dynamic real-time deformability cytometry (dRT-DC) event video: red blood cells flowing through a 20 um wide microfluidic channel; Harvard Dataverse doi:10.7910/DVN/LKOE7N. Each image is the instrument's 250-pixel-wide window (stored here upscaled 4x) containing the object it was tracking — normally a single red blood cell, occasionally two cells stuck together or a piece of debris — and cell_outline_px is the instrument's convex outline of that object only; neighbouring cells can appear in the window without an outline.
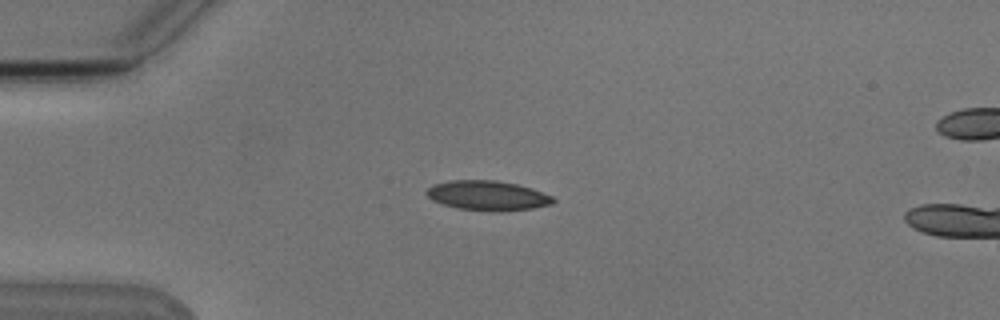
{"species": "Egyptian fruit bat (a non-hibernating species)", "species_latin": "Rousettus aegyptiacus", "temperature_condition": "cold", "stored_images_in_passage": 9, "camera_frame_rate_fps": 3000, "um_per_image_px": 0.085, "animal": {"sex": "male"}, "frame": {"image": 1, "passage_image": 2, "time_ms": 1.333, "image_size_px": [1000, 320], "cell_outline_px": [[556, 200], [552, 204], [532, 208], [500, 212], [492, 212], [460, 208], [444, 204], [432, 200], [424, 192], [432, 184], [452, 180], [496, 180], [516, 184], [532, 188], [552, 196]], "centroid_in_image_um": [41.45, 16.62], "position_along_channel_um": 43.5, "area_um2": 21.96}}
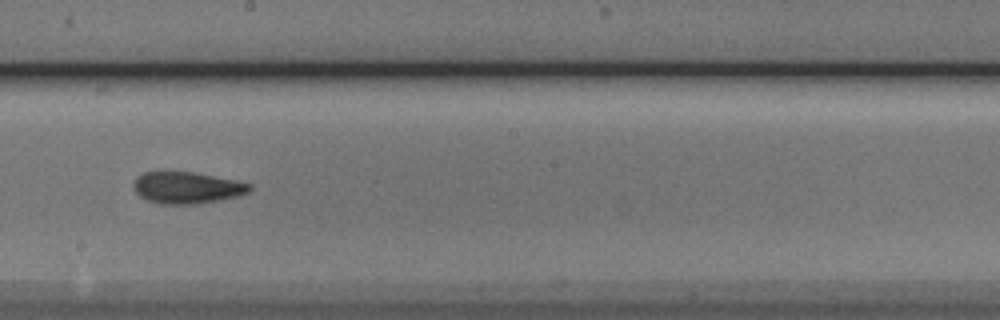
{"frame": {"image": 2, "passage_image": 7, "time_ms": 7.0, "image_size_px": [1000, 320], "cell_outline_px": [[252, 188], [248, 192], [240, 196], [220, 200], [196, 204], [156, 204], [140, 196], [136, 192], [132, 184], [136, 176], [144, 172], [192, 172], [236, 180], [252, 184]], "centroid_in_image_um": [15.89, 15.96], "position_along_channel_um": 232.3, "area_um2": 21.56}}
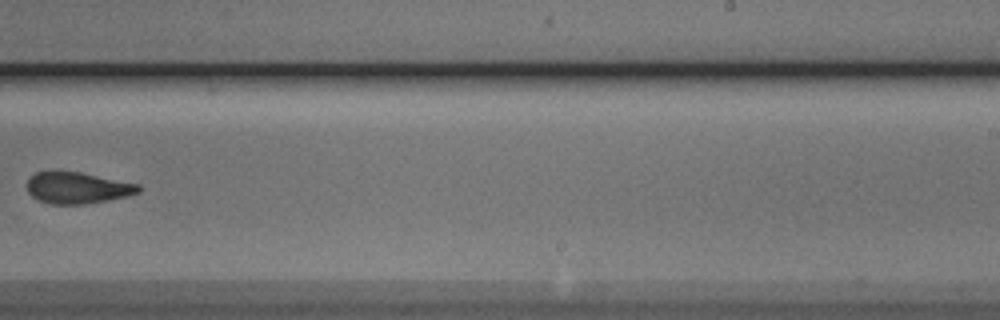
{"frame": {"image": 3, "passage_image": 8, "time_ms": 8.333, "image_size_px": [1000, 320], "cell_outline_px": [[140, 192], [128, 196], [108, 200], [84, 204], [52, 204], [40, 200], [32, 196], [28, 192], [28, 176], [36, 172], [80, 172], [140, 184]], "centroid_in_image_um": [6.6, 15.97], "position_along_channel_um": 282.4, "area_um2": 20.29}}